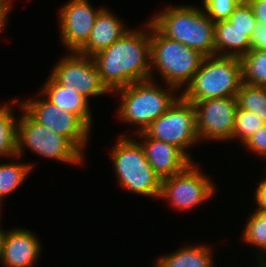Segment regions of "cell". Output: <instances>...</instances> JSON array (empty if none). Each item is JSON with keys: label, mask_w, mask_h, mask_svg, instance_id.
I'll return each instance as SVG.
<instances>
[{"label": "cell", "mask_w": 266, "mask_h": 267, "mask_svg": "<svg viewBox=\"0 0 266 267\" xmlns=\"http://www.w3.org/2000/svg\"><path fill=\"white\" fill-rule=\"evenodd\" d=\"M145 25V31L128 30L93 56L101 81L110 92L151 79L150 21Z\"/></svg>", "instance_id": "6da1fadb"}, {"label": "cell", "mask_w": 266, "mask_h": 267, "mask_svg": "<svg viewBox=\"0 0 266 267\" xmlns=\"http://www.w3.org/2000/svg\"><path fill=\"white\" fill-rule=\"evenodd\" d=\"M150 22L166 37L202 55H215V22L195 6H172L160 11Z\"/></svg>", "instance_id": "7a4b0ae2"}, {"label": "cell", "mask_w": 266, "mask_h": 267, "mask_svg": "<svg viewBox=\"0 0 266 267\" xmlns=\"http://www.w3.org/2000/svg\"><path fill=\"white\" fill-rule=\"evenodd\" d=\"M243 84L240 58L206 56L181 96L188 102L233 97Z\"/></svg>", "instance_id": "3957f363"}, {"label": "cell", "mask_w": 266, "mask_h": 267, "mask_svg": "<svg viewBox=\"0 0 266 267\" xmlns=\"http://www.w3.org/2000/svg\"><path fill=\"white\" fill-rule=\"evenodd\" d=\"M204 57L199 51L164 36L150 22L151 79L154 67L166 87L171 85L179 90L192 81Z\"/></svg>", "instance_id": "277c9868"}, {"label": "cell", "mask_w": 266, "mask_h": 267, "mask_svg": "<svg viewBox=\"0 0 266 267\" xmlns=\"http://www.w3.org/2000/svg\"><path fill=\"white\" fill-rule=\"evenodd\" d=\"M153 81H137L114 91L121 94L120 107L117 110L119 118L126 123L140 126L137 133L143 132L180 97L171 93L178 90L176 87L168 85L166 90Z\"/></svg>", "instance_id": "5b68a950"}, {"label": "cell", "mask_w": 266, "mask_h": 267, "mask_svg": "<svg viewBox=\"0 0 266 267\" xmlns=\"http://www.w3.org/2000/svg\"><path fill=\"white\" fill-rule=\"evenodd\" d=\"M110 156L123 189L138 195L159 198L162 180L149 164L140 141L126 136L120 137Z\"/></svg>", "instance_id": "8992f818"}, {"label": "cell", "mask_w": 266, "mask_h": 267, "mask_svg": "<svg viewBox=\"0 0 266 267\" xmlns=\"http://www.w3.org/2000/svg\"><path fill=\"white\" fill-rule=\"evenodd\" d=\"M22 111L17 121L16 154L20 158L25 146L43 156L71 164H80L83 155L67 138L36 122L19 104Z\"/></svg>", "instance_id": "52a82bcc"}, {"label": "cell", "mask_w": 266, "mask_h": 267, "mask_svg": "<svg viewBox=\"0 0 266 267\" xmlns=\"http://www.w3.org/2000/svg\"><path fill=\"white\" fill-rule=\"evenodd\" d=\"M144 132L153 139L180 148L190 159L188 149L198 144L197 112L193 103L181 95L173 105L151 123Z\"/></svg>", "instance_id": "ba28073f"}, {"label": "cell", "mask_w": 266, "mask_h": 267, "mask_svg": "<svg viewBox=\"0 0 266 267\" xmlns=\"http://www.w3.org/2000/svg\"><path fill=\"white\" fill-rule=\"evenodd\" d=\"M193 163L183 171L162 180L159 198L168 199L177 209L191 210L214 195L216 186L197 168L199 164Z\"/></svg>", "instance_id": "9c48e42d"}, {"label": "cell", "mask_w": 266, "mask_h": 267, "mask_svg": "<svg viewBox=\"0 0 266 267\" xmlns=\"http://www.w3.org/2000/svg\"><path fill=\"white\" fill-rule=\"evenodd\" d=\"M22 108L38 123L67 138L82 154L91 129L74 113L48 99L22 101Z\"/></svg>", "instance_id": "30bf717a"}, {"label": "cell", "mask_w": 266, "mask_h": 267, "mask_svg": "<svg viewBox=\"0 0 266 267\" xmlns=\"http://www.w3.org/2000/svg\"><path fill=\"white\" fill-rule=\"evenodd\" d=\"M60 85L75 91L88 101L91 97L111 93L102 83L93 57L70 52L56 63L50 74Z\"/></svg>", "instance_id": "8fae6325"}, {"label": "cell", "mask_w": 266, "mask_h": 267, "mask_svg": "<svg viewBox=\"0 0 266 267\" xmlns=\"http://www.w3.org/2000/svg\"><path fill=\"white\" fill-rule=\"evenodd\" d=\"M197 135L199 140L225 141L232 139L237 98L224 97L196 101Z\"/></svg>", "instance_id": "7c38bea8"}, {"label": "cell", "mask_w": 266, "mask_h": 267, "mask_svg": "<svg viewBox=\"0 0 266 267\" xmlns=\"http://www.w3.org/2000/svg\"><path fill=\"white\" fill-rule=\"evenodd\" d=\"M101 9H94L88 0H71L60 9V36L68 52H78L87 43Z\"/></svg>", "instance_id": "4fadbf2b"}, {"label": "cell", "mask_w": 266, "mask_h": 267, "mask_svg": "<svg viewBox=\"0 0 266 267\" xmlns=\"http://www.w3.org/2000/svg\"><path fill=\"white\" fill-rule=\"evenodd\" d=\"M135 135L145 139L140 143L149 164L161 180L183 171L192 162V159L173 144L150 138L144 131Z\"/></svg>", "instance_id": "5bb4252c"}, {"label": "cell", "mask_w": 266, "mask_h": 267, "mask_svg": "<svg viewBox=\"0 0 266 267\" xmlns=\"http://www.w3.org/2000/svg\"><path fill=\"white\" fill-rule=\"evenodd\" d=\"M41 245L35 234L28 229L4 230L1 262L5 267H32L41 254Z\"/></svg>", "instance_id": "9a60e30c"}, {"label": "cell", "mask_w": 266, "mask_h": 267, "mask_svg": "<svg viewBox=\"0 0 266 267\" xmlns=\"http://www.w3.org/2000/svg\"><path fill=\"white\" fill-rule=\"evenodd\" d=\"M113 14L106 7H102L95 18L89 40L78 51L79 54L93 57L111 46L128 31V27H124L122 21Z\"/></svg>", "instance_id": "2e32d148"}, {"label": "cell", "mask_w": 266, "mask_h": 267, "mask_svg": "<svg viewBox=\"0 0 266 267\" xmlns=\"http://www.w3.org/2000/svg\"><path fill=\"white\" fill-rule=\"evenodd\" d=\"M40 95L45 96L50 102L59 106L62 110L77 115L90 129L92 128V116L89 101L80 94L60 85L51 75L44 84Z\"/></svg>", "instance_id": "e0dca14e"}, {"label": "cell", "mask_w": 266, "mask_h": 267, "mask_svg": "<svg viewBox=\"0 0 266 267\" xmlns=\"http://www.w3.org/2000/svg\"><path fill=\"white\" fill-rule=\"evenodd\" d=\"M215 55L242 58L251 50L247 32L240 31L228 20L215 22Z\"/></svg>", "instance_id": "ac0fdd59"}, {"label": "cell", "mask_w": 266, "mask_h": 267, "mask_svg": "<svg viewBox=\"0 0 266 267\" xmlns=\"http://www.w3.org/2000/svg\"><path fill=\"white\" fill-rule=\"evenodd\" d=\"M211 253L208 245L185 246L174 253L161 256L155 267H213Z\"/></svg>", "instance_id": "d6986e66"}, {"label": "cell", "mask_w": 266, "mask_h": 267, "mask_svg": "<svg viewBox=\"0 0 266 267\" xmlns=\"http://www.w3.org/2000/svg\"><path fill=\"white\" fill-rule=\"evenodd\" d=\"M243 83L266 87V52L250 50L241 58Z\"/></svg>", "instance_id": "ffe728a7"}, {"label": "cell", "mask_w": 266, "mask_h": 267, "mask_svg": "<svg viewBox=\"0 0 266 267\" xmlns=\"http://www.w3.org/2000/svg\"><path fill=\"white\" fill-rule=\"evenodd\" d=\"M17 121L10 105L0 106V156L17 157Z\"/></svg>", "instance_id": "44dd1931"}, {"label": "cell", "mask_w": 266, "mask_h": 267, "mask_svg": "<svg viewBox=\"0 0 266 267\" xmlns=\"http://www.w3.org/2000/svg\"><path fill=\"white\" fill-rule=\"evenodd\" d=\"M238 108L258 115L266 124V87L243 83L237 92Z\"/></svg>", "instance_id": "7402d4cb"}, {"label": "cell", "mask_w": 266, "mask_h": 267, "mask_svg": "<svg viewBox=\"0 0 266 267\" xmlns=\"http://www.w3.org/2000/svg\"><path fill=\"white\" fill-rule=\"evenodd\" d=\"M33 165L26 163H1L0 164V203L6 196L13 193L29 174Z\"/></svg>", "instance_id": "603a6c76"}, {"label": "cell", "mask_w": 266, "mask_h": 267, "mask_svg": "<svg viewBox=\"0 0 266 267\" xmlns=\"http://www.w3.org/2000/svg\"><path fill=\"white\" fill-rule=\"evenodd\" d=\"M264 125L262 119L249 111L237 108L232 139L241 140L245 143L255 132L262 128Z\"/></svg>", "instance_id": "cb8c5ba5"}, {"label": "cell", "mask_w": 266, "mask_h": 267, "mask_svg": "<svg viewBox=\"0 0 266 267\" xmlns=\"http://www.w3.org/2000/svg\"><path fill=\"white\" fill-rule=\"evenodd\" d=\"M242 235V240L266 253V220L256 210L249 216Z\"/></svg>", "instance_id": "d4e9b609"}, {"label": "cell", "mask_w": 266, "mask_h": 267, "mask_svg": "<svg viewBox=\"0 0 266 267\" xmlns=\"http://www.w3.org/2000/svg\"><path fill=\"white\" fill-rule=\"evenodd\" d=\"M228 21L240 31L247 32L249 38L258 25L254 11L247 0H243L234 8Z\"/></svg>", "instance_id": "484cf974"}, {"label": "cell", "mask_w": 266, "mask_h": 267, "mask_svg": "<svg viewBox=\"0 0 266 267\" xmlns=\"http://www.w3.org/2000/svg\"><path fill=\"white\" fill-rule=\"evenodd\" d=\"M243 0H203L207 16L214 22L228 20L234 8Z\"/></svg>", "instance_id": "4316f807"}, {"label": "cell", "mask_w": 266, "mask_h": 267, "mask_svg": "<svg viewBox=\"0 0 266 267\" xmlns=\"http://www.w3.org/2000/svg\"><path fill=\"white\" fill-rule=\"evenodd\" d=\"M249 150L257 155H261L262 158L266 157V124L262 126L257 132H255L244 144Z\"/></svg>", "instance_id": "83f0119b"}, {"label": "cell", "mask_w": 266, "mask_h": 267, "mask_svg": "<svg viewBox=\"0 0 266 267\" xmlns=\"http://www.w3.org/2000/svg\"><path fill=\"white\" fill-rule=\"evenodd\" d=\"M251 50L266 52V25L258 24L250 37Z\"/></svg>", "instance_id": "f1b7e54d"}, {"label": "cell", "mask_w": 266, "mask_h": 267, "mask_svg": "<svg viewBox=\"0 0 266 267\" xmlns=\"http://www.w3.org/2000/svg\"><path fill=\"white\" fill-rule=\"evenodd\" d=\"M251 5L258 24L266 25V0H247Z\"/></svg>", "instance_id": "f546056e"}, {"label": "cell", "mask_w": 266, "mask_h": 267, "mask_svg": "<svg viewBox=\"0 0 266 267\" xmlns=\"http://www.w3.org/2000/svg\"><path fill=\"white\" fill-rule=\"evenodd\" d=\"M254 196V200L258 206L256 209H266V178L259 182Z\"/></svg>", "instance_id": "4dcf8cb0"}, {"label": "cell", "mask_w": 266, "mask_h": 267, "mask_svg": "<svg viewBox=\"0 0 266 267\" xmlns=\"http://www.w3.org/2000/svg\"><path fill=\"white\" fill-rule=\"evenodd\" d=\"M11 3V0H0V32L4 30L3 28L6 25Z\"/></svg>", "instance_id": "1f68e13d"}, {"label": "cell", "mask_w": 266, "mask_h": 267, "mask_svg": "<svg viewBox=\"0 0 266 267\" xmlns=\"http://www.w3.org/2000/svg\"><path fill=\"white\" fill-rule=\"evenodd\" d=\"M256 254H258L259 262H262L263 264L266 265V259H264L266 258V256H264V254H261V253L259 254V252Z\"/></svg>", "instance_id": "d6a6232c"}, {"label": "cell", "mask_w": 266, "mask_h": 267, "mask_svg": "<svg viewBox=\"0 0 266 267\" xmlns=\"http://www.w3.org/2000/svg\"><path fill=\"white\" fill-rule=\"evenodd\" d=\"M256 211L266 220V209H256Z\"/></svg>", "instance_id": "836d02e7"}, {"label": "cell", "mask_w": 266, "mask_h": 267, "mask_svg": "<svg viewBox=\"0 0 266 267\" xmlns=\"http://www.w3.org/2000/svg\"><path fill=\"white\" fill-rule=\"evenodd\" d=\"M4 234V229H0V260H1V248H2V238Z\"/></svg>", "instance_id": "e575fe53"}, {"label": "cell", "mask_w": 266, "mask_h": 267, "mask_svg": "<svg viewBox=\"0 0 266 267\" xmlns=\"http://www.w3.org/2000/svg\"><path fill=\"white\" fill-rule=\"evenodd\" d=\"M260 264V266H258V267H266V265L265 264H263L262 262H259Z\"/></svg>", "instance_id": "d590c367"}]
</instances>
